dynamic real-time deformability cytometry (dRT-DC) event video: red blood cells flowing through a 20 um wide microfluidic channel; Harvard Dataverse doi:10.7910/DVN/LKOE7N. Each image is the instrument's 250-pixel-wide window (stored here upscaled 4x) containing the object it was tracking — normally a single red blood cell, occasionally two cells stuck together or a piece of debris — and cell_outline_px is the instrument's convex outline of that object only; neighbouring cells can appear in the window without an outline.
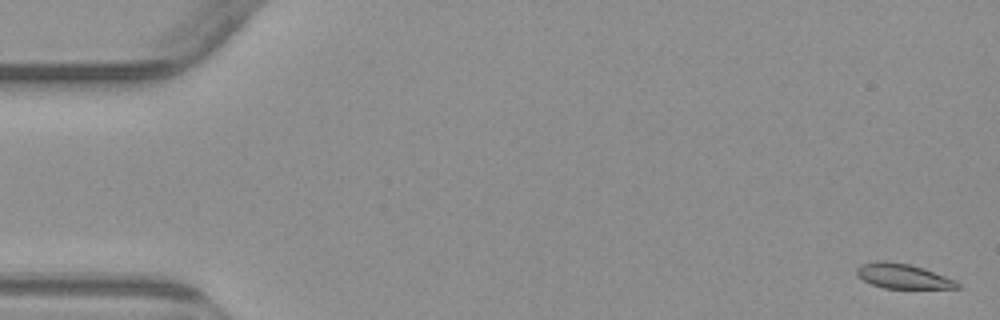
{"species": "common noctule bat (a hibernating species)", "species_latin": "Nyctalus noctula", "temperature_condition": "warm", "stored_images_in_passage": 5, "camera_frame_rate_fps": 3000, "um_per_image_px": 0.085, "animal": {"sex": "male", "body_mass_g": 23.1, "forearm_length_mm": 52.7}, "frame": {"image": 1, "passage_image": 1, "time_ms": 0.0, "image_size_px": [1000, 320], "cell_outline_px": [[960, 288], [884, 288], [872, 284], [856, 276], [856, 268], [860, 264], [876, 260], [884, 260], [912, 264], [924, 268], [956, 280], [960, 284]], "centroid_in_image_um": [76.72, 23.45], "position_along_channel_um": 8.3, "area_um2": 14.74}}
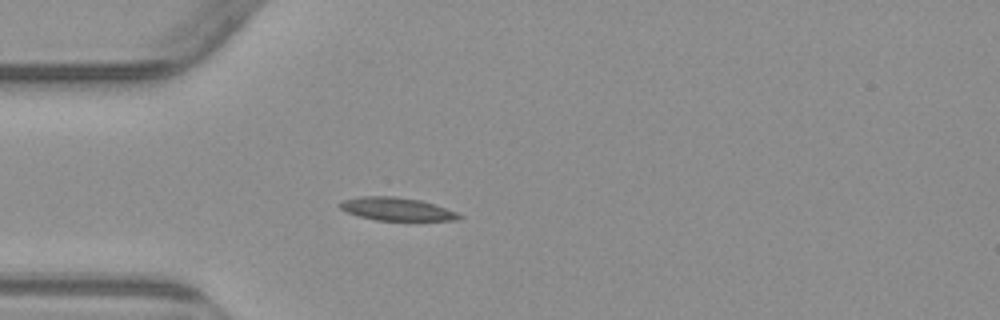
{"frame": {"image": 2, "passage_image": 5, "time_ms": 4.667, "image_size_px": [1000, 320], "cell_outline_px": [[464, 216], [460, 220], [376, 220], [360, 216], [348, 212], [340, 208], [336, 204], [340, 200], [360, 196], [396, 196], [420, 200], [456, 212]], "centroid_in_image_um": [33.67, 17.76], "position_along_channel_um": 51.3, "area_um2": 15.95}}